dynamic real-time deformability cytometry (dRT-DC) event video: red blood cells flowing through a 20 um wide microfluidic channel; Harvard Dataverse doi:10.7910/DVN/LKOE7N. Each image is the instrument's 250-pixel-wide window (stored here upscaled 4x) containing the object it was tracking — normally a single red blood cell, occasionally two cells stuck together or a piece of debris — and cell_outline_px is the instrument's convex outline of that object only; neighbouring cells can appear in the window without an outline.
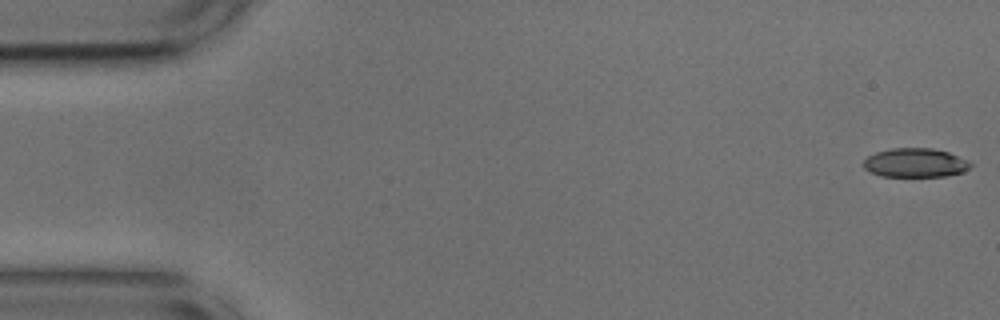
{"species": "common noctule bat (a hibernating species)", "species_latin": "Nyctalus noctula", "temperature_condition": "cold", "stored_images_in_passage": 41, "camera_frame_rate_fps": 3000, "um_per_image_px": 0.085, "animal": {"sex": "male", "body_mass_g": 17.9, "forearm_length_mm": 54.2}, "frame": {"image": 1, "passage_image": 1, "time_ms": 0.0, "image_size_px": [1000, 320], "cell_outline_px": [[972, 164], [964, 172], [944, 176], [880, 176], [864, 168], [864, 160], [868, 156], [876, 152], [892, 148], [932, 148], [948, 152], [968, 160]], "centroid_in_image_um": [77.8, 13.83], "position_along_channel_um": 7.2, "area_um2": 17.98}}
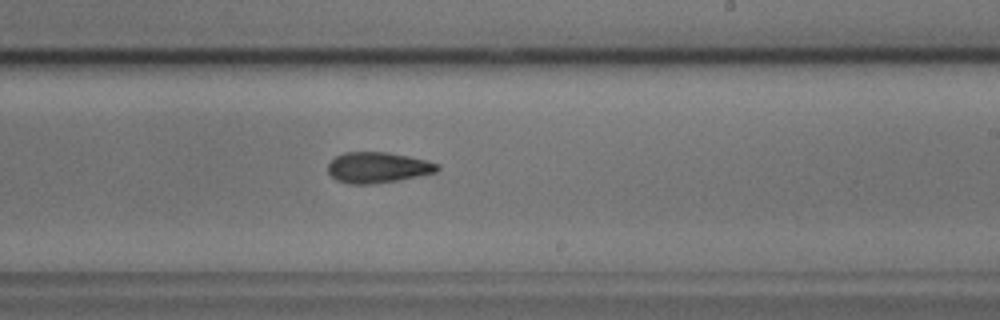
{"frame": {"image": 2, "passage_image": 31, "time_ms": 10.0, "image_size_px": [1000, 320], "cell_outline_px": [[440, 168], [436, 172], [400, 180], [372, 184], [348, 184], [336, 180], [328, 172], [328, 164], [336, 156], [344, 152], [388, 152], [428, 160], [440, 164]], "centroid_in_image_um": [32.13, 14.24], "position_along_channel_um": 256.9, "area_um2": 19.77}}
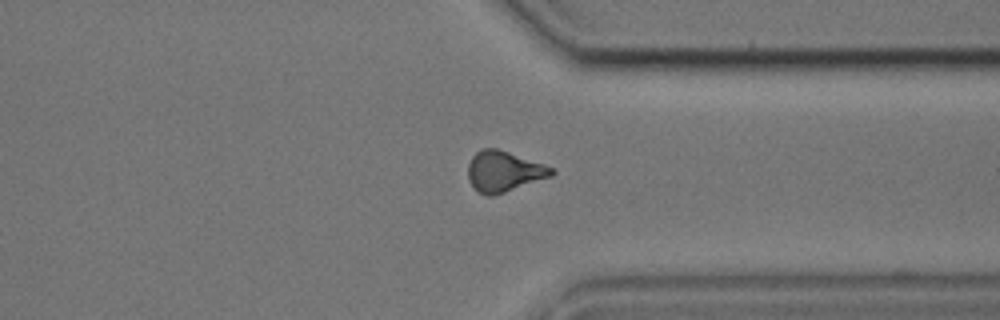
{"frame": {"image": 3, "passage_image": 40, "time_ms": 13.0, "image_size_px": [1000, 320], "cell_outline_px": [[556, 172], [552, 176], [492, 196], [488, 196], [480, 192], [468, 180], [468, 164], [472, 156], [476, 152], [484, 148], [496, 148], [544, 164], [552, 168]], "centroid_in_image_um": [42.82, 14.56], "position_along_channel_um": 368.6, "area_um2": 19.48}}